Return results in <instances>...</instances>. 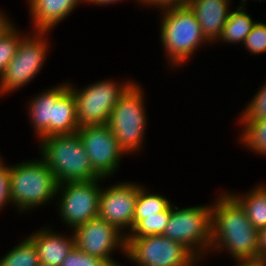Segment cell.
<instances>
[{
	"instance_id": "8fae6325",
	"label": "cell",
	"mask_w": 266,
	"mask_h": 266,
	"mask_svg": "<svg viewBox=\"0 0 266 266\" xmlns=\"http://www.w3.org/2000/svg\"><path fill=\"white\" fill-rule=\"evenodd\" d=\"M103 179L58 184L56 197H58V212L63 224L74 230L98 217L102 191L100 180Z\"/></svg>"
},
{
	"instance_id": "30bf717a",
	"label": "cell",
	"mask_w": 266,
	"mask_h": 266,
	"mask_svg": "<svg viewBox=\"0 0 266 266\" xmlns=\"http://www.w3.org/2000/svg\"><path fill=\"white\" fill-rule=\"evenodd\" d=\"M125 257L137 266H195L200 263L187 247L163 235L126 237Z\"/></svg>"
},
{
	"instance_id": "ba28073f",
	"label": "cell",
	"mask_w": 266,
	"mask_h": 266,
	"mask_svg": "<svg viewBox=\"0 0 266 266\" xmlns=\"http://www.w3.org/2000/svg\"><path fill=\"white\" fill-rule=\"evenodd\" d=\"M32 33H28L21 39L15 56L0 77V95L2 96L24 87L39 74L38 72L45 64L50 48L46 37L49 31H33Z\"/></svg>"
},
{
	"instance_id": "e575fe53",
	"label": "cell",
	"mask_w": 266,
	"mask_h": 266,
	"mask_svg": "<svg viewBox=\"0 0 266 266\" xmlns=\"http://www.w3.org/2000/svg\"><path fill=\"white\" fill-rule=\"evenodd\" d=\"M257 1V0H256ZM259 1H261V0H259ZM240 2H243V3H239L240 5H242V6H246V2H247V0H240Z\"/></svg>"
},
{
	"instance_id": "9c48e42d",
	"label": "cell",
	"mask_w": 266,
	"mask_h": 266,
	"mask_svg": "<svg viewBox=\"0 0 266 266\" xmlns=\"http://www.w3.org/2000/svg\"><path fill=\"white\" fill-rule=\"evenodd\" d=\"M134 83L132 80L118 83L102 80L78 89L69 84L76 102V115L79 127L107 125L113 107Z\"/></svg>"
},
{
	"instance_id": "8992f818",
	"label": "cell",
	"mask_w": 266,
	"mask_h": 266,
	"mask_svg": "<svg viewBox=\"0 0 266 266\" xmlns=\"http://www.w3.org/2000/svg\"><path fill=\"white\" fill-rule=\"evenodd\" d=\"M140 85L136 81L127 89L113 107L107 122L127 156L141 150L147 129L145 93Z\"/></svg>"
},
{
	"instance_id": "5bb4252c",
	"label": "cell",
	"mask_w": 266,
	"mask_h": 266,
	"mask_svg": "<svg viewBox=\"0 0 266 266\" xmlns=\"http://www.w3.org/2000/svg\"><path fill=\"white\" fill-rule=\"evenodd\" d=\"M135 183L118 182L107 188L102 187L99 199L98 217L116 226L125 235L134 227V211L142 187Z\"/></svg>"
},
{
	"instance_id": "d590c367",
	"label": "cell",
	"mask_w": 266,
	"mask_h": 266,
	"mask_svg": "<svg viewBox=\"0 0 266 266\" xmlns=\"http://www.w3.org/2000/svg\"><path fill=\"white\" fill-rule=\"evenodd\" d=\"M4 159H2V157H1V154H0V165L3 163V162H5V161H3Z\"/></svg>"
},
{
	"instance_id": "1f68e13d",
	"label": "cell",
	"mask_w": 266,
	"mask_h": 266,
	"mask_svg": "<svg viewBox=\"0 0 266 266\" xmlns=\"http://www.w3.org/2000/svg\"><path fill=\"white\" fill-rule=\"evenodd\" d=\"M119 1L121 2L123 0H84V3L92 4L96 6H102V5L106 6L110 4H115L116 2L118 3Z\"/></svg>"
},
{
	"instance_id": "9a60e30c",
	"label": "cell",
	"mask_w": 266,
	"mask_h": 266,
	"mask_svg": "<svg viewBox=\"0 0 266 266\" xmlns=\"http://www.w3.org/2000/svg\"><path fill=\"white\" fill-rule=\"evenodd\" d=\"M35 245L39 262L48 266H61L68 253L75 246L74 234L67 236L52 228L36 230L27 236Z\"/></svg>"
},
{
	"instance_id": "cb8c5ba5",
	"label": "cell",
	"mask_w": 266,
	"mask_h": 266,
	"mask_svg": "<svg viewBox=\"0 0 266 266\" xmlns=\"http://www.w3.org/2000/svg\"><path fill=\"white\" fill-rule=\"evenodd\" d=\"M12 23L0 36V77L3 75L8 63L15 56L22 35L21 30Z\"/></svg>"
},
{
	"instance_id": "5b68a950",
	"label": "cell",
	"mask_w": 266,
	"mask_h": 266,
	"mask_svg": "<svg viewBox=\"0 0 266 266\" xmlns=\"http://www.w3.org/2000/svg\"><path fill=\"white\" fill-rule=\"evenodd\" d=\"M9 176L11 202L20 213L56 198L58 182L42 158L10 165Z\"/></svg>"
},
{
	"instance_id": "6da1fadb",
	"label": "cell",
	"mask_w": 266,
	"mask_h": 266,
	"mask_svg": "<svg viewBox=\"0 0 266 266\" xmlns=\"http://www.w3.org/2000/svg\"><path fill=\"white\" fill-rule=\"evenodd\" d=\"M212 203L210 250H224L237 262L258 263L259 231L249 221L242 206L226 191Z\"/></svg>"
},
{
	"instance_id": "ac0fdd59",
	"label": "cell",
	"mask_w": 266,
	"mask_h": 266,
	"mask_svg": "<svg viewBox=\"0 0 266 266\" xmlns=\"http://www.w3.org/2000/svg\"><path fill=\"white\" fill-rule=\"evenodd\" d=\"M228 193L242 206L255 229L259 231L266 227V185L259 183L243 196Z\"/></svg>"
},
{
	"instance_id": "f546056e",
	"label": "cell",
	"mask_w": 266,
	"mask_h": 266,
	"mask_svg": "<svg viewBox=\"0 0 266 266\" xmlns=\"http://www.w3.org/2000/svg\"><path fill=\"white\" fill-rule=\"evenodd\" d=\"M258 263L266 266V227L259 230Z\"/></svg>"
},
{
	"instance_id": "7a4b0ae2",
	"label": "cell",
	"mask_w": 266,
	"mask_h": 266,
	"mask_svg": "<svg viewBox=\"0 0 266 266\" xmlns=\"http://www.w3.org/2000/svg\"><path fill=\"white\" fill-rule=\"evenodd\" d=\"M28 115L38 141L51 135H71L78 129L76 102L69 83L44 90L28 103Z\"/></svg>"
},
{
	"instance_id": "4316f807",
	"label": "cell",
	"mask_w": 266,
	"mask_h": 266,
	"mask_svg": "<svg viewBox=\"0 0 266 266\" xmlns=\"http://www.w3.org/2000/svg\"><path fill=\"white\" fill-rule=\"evenodd\" d=\"M61 266H113L109 261L90 256L74 246Z\"/></svg>"
},
{
	"instance_id": "d6986e66",
	"label": "cell",
	"mask_w": 266,
	"mask_h": 266,
	"mask_svg": "<svg viewBox=\"0 0 266 266\" xmlns=\"http://www.w3.org/2000/svg\"><path fill=\"white\" fill-rule=\"evenodd\" d=\"M245 10V6L239 5L234 11H231L221 31L217 41L225 43H242L246 36L252 31L255 21Z\"/></svg>"
},
{
	"instance_id": "44dd1931",
	"label": "cell",
	"mask_w": 266,
	"mask_h": 266,
	"mask_svg": "<svg viewBox=\"0 0 266 266\" xmlns=\"http://www.w3.org/2000/svg\"><path fill=\"white\" fill-rule=\"evenodd\" d=\"M171 202L166 197L159 194H151L142 186L139 189L138 198L134 211V226L148 216L163 212Z\"/></svg>"
},
{
	"instance_id": "3957f363",
	"label": "cell",
	"mask_w": 266,
	"mask_h": 266,
	"mask_svg": "<svg viewBox=\"0 0 266 266\" xmlns=\"http://www.w3.org/2000/svg\"><path fill=\"white\" fill-rule=\"evenodd\" d=\"M39 154L53 172L58 184L98 180L77 133L51 135L39 140Z\"/></svg>"
},
{
	"instance_id": "836d02e7",
	"label": "cell",
	"mask_w": 266,
	"mask_h": 266,
	"mask_svg": "<svg viewBox=\"0 0 266 266\" xmlns=\"http://www.w3.org/2000/svg\"><path fill=\"white\" fill-rule=\"evenodd\" d=\"M193 0H176V6L179 5H188Z\"/></svg>"
},
{
	"instance_id": "277c9868",
	"label": "cell",
	"mask_w": 266,
	"mask_h": 266,
	"mask_svg": "<svg viewBox=\"0 0 266 266\" xmlns=\"http://www.w3.org/2000/svg\"><path fill=\"white\" fill-rule=\"evenodd\" d=\"M160 41L168 64L175 68L191 58L201 45L209 42L202 34L201 26L188 5L162 10Z\"/></svg>"
},
{
	"instance_id": "e0dca14e",
	"label": "cell",
	"mask_w": 266,
	"mask_h": 266,
	"mask_svg": "<svg viewBox=\"0 0 266 266\" xmlns=\"http://www.w3.org/2000/svg\"><path fill=\"white\" fill-rule=\"evenodd\" d=\"M33 31H52L84 0H27Z\"/></svg>"
},
{
	"instance_id": "f1b7e54d",
	"label": "cell",
	"mask_w": 266,
	"mask_h": 266,
	"mask_svg": "<svg viewBox=\"0 0 266 266\" xmlns=\"http://www.w3.org/2000/svg\"><path fill=\"white\" fill-rule=\"evenodd\" d=\"M140 5H146L147 7L160 8L159 10H164L167 8H172L176 6V0H137Z\"/></svg>"
},
{
	"instance_id": "484cf974",
	"label": "cell",
	"mask_w": 266,
	"mask_h": 266,
	"mask_svg": "<svg viewBox=\"0 0 266 266\" xmlns=\"http://www.w3.org/2000/svg\"><path fill=\"white\" fill-rule=\"evenodd\" d=\"M244 47L252 55L266 52V23L256 21L252 31L246 36Z\"/></svg>"
},
{
	"instance_id": "7c38bea8",
	"label": "cell",
	"mask_w": 266,
	"mask_h": 266,
	"mask_svg": "<svg viewBox=\"0 0 266 266\" xmlns=\"http://www.w3.org/2000/svg\"><path fill=\"white\" fill-rule=\"evenodd\" d=\"M75 246L86 254L121 266L112 258L113 251L126 253V235L116 226L95 217L73 230Z\"/></svg>"
},
{
	"instance_id": "52a82bcc",
	"label": "cell",
	"mask_w": 266,
	"mask_h": 266,
	"mask_svg": "<svg viewBox=\"0 0 266 266\" xmlns=\"http://www.w3.org/2000/svg\"><path fill=\"white\" fill-rule=\"evenodd\" d=\"M178 208L171 203L170 218L162 235L183 244L201 260L211 252L212 204Z\"/></svg>"
},
{
	"instance_id": "4dcf8cb0",
	"label": "cell",
	"mask_w": 266,
	"mask_h": 266,
	"mask_svg": "<svg viewBox=\"0 0 266 266\" xmlns=\"http://www.w3.org/2000/svg\"><path fill=\"white\" fill-rule=\"evenodd\" d=\"M11 20L8 19L7 14L3 13L0 10V36L4 33V31L12 24Z\"/></svg>"
},
{
	"instance_id": "d4e9b609",
	"label": "cell",
	"mask_w": 266,
	"mask_h": 266,
	"mask_svg": "<svg viewBox=\"0 0 266 266\" xmlns=\"http://www.w3.org/2000/svg\"><path fill=\"white\" fill-rule=\"evenodd\" d=\"M256 93L243 109L238 120L266 119V83Z\"/></svg>"
},
{
	"instance_id": "83f0119b",
	"label": "cell",
	"mask_w": 266,
	"mask_h": 266,
	"mask_svg": "<svg viewBox=\"0 0 266 266\" xmlns=\"http://www.w3.org/2000/svg\"><path fill=\"white\" fill-rule=\"evenodd\" d=\"M2 163L0 165V210L7 204H12L10 197V176L9 166Z\"/></svg>"
},
{
	"instance_id": "d6a6232c",
	"label": "cell",
	"mask_w": 266,
	"mask_h": 266,
	"mask_svg": "<svg viewBox=\"0 0 266 266\" xmlns=\"http://www.w3.org/2000/svg\"><path fill=\"white\" fill-rule=\"evenodd\" d=\"M235 266H265L257 262H236Z\"/></svg>"
},
{
	"instance_id": "7402d4cb",
	"label": "cell",
	"mask_w": 266,
	"mask_h": 266,
	"mask_svg": "<svg viewBox=\"0 0 266 266\" xmlns=\"http://www.w3.org/2000/svg\"><path fill=\"white\" fill-rule=\"evenodd\" d=\"M39 264L37 249L28 237L0 259V266H38Z\"/></svg>"
},
{
	"instance_id": "603a6c76",
	"label": "cell",
	"mask_w": 266,
	"mask_h": 266,
	"mask_svg": "<svg viewBox=\"0 0 266 266\" xmlns=\"http://www.w3.org/2000/svg\"><path fill=\"white\" fill-rule=\"evenodd\" d=\"M171 214V204L156 215L141 219L126 235V237H143L148 235H162Z\"/></svg>"
},
{
	"instance_id": "4fadbf2b",
	"label": "cell",
	"mask_w": 266,
	"mask_h": 266,
	"mask_svg": "<svg viewBox=\"0 0 266 266\" xmlns=\"http://www.w3.org/2000/svg\"><path fill=\"white\" fill-rule=\"evenodd\" d=\"M76 133L82 140L93 170L104 180L113 176L126 153L118 145L110 127L83 126Z\"/></svg>"
},
{
	"instance_id": "2e32d148",
	"label": "cell",
	"mask_w": 266,
	"mask_h": 266,
	"mask_svg": "<svg viewBox=\"0 0 266 266\" xmlns=\"http://www.w3.org/2000/svg\"><path fill=\"white\" fill-rule=\"evenodd\" d=\"M229 4L231 5V0H193L188 4L199 21L202 34L210 45L215 44L221 35L231 12Z\"/></svg>"
},
{
	"instance_id": "ffe728a7",
	"label": "cell",
	"mask_w": 266,
	"mask_h": 266,
	"mask_svg": "<svg viewBox=\"0 0 266 266\" xmlns=\"http://www.w3.org/2000/svg\"><path fill=\"white\" fill-rule=\"evenodd\" d=\"M243 125L239 141L257 155L266 156V119L240 120Z\"/></svg>"
}]
</instances>
